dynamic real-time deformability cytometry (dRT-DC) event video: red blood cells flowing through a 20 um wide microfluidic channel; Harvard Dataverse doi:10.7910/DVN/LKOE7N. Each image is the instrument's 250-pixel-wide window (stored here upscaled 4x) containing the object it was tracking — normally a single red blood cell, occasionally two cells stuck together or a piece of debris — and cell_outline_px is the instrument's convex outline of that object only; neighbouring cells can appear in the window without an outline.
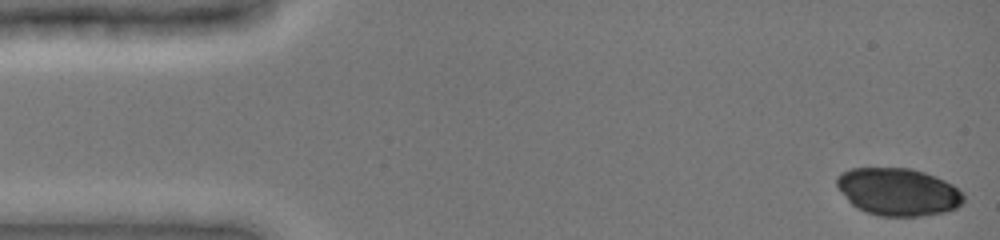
{"species": "common noctule bat (a hibernating species)", "species_latin": "Nyctalus noctula", "temperature_condition": "cold", "stored_images_in_passage": 44, "camera_frame_rate_fps": 3000, "um_per_image_px": 0.085, "animal": {"sex": "female", "body_mass_g": 19.0, "forearm_length_mm": 51.5}, "frame": {"image": 1, "passage_image": 1, "time_ms": 0.0, "image_size_px": [1000, 240], "cell_outline_px": [[964, 200], [956, 208], [948, 212], [920, 216], [880, 216], [868, 212], [852, 204], [840, 192], [836, 184], [836, 176], [840, 172], [852, 168], [912, 168], [936, 176], [952, 184], [964, 192]], "centroid_in_image_um": [76.36, 16.29], "position_along_channel_um": 8.6, "area_um2": 35.32}}